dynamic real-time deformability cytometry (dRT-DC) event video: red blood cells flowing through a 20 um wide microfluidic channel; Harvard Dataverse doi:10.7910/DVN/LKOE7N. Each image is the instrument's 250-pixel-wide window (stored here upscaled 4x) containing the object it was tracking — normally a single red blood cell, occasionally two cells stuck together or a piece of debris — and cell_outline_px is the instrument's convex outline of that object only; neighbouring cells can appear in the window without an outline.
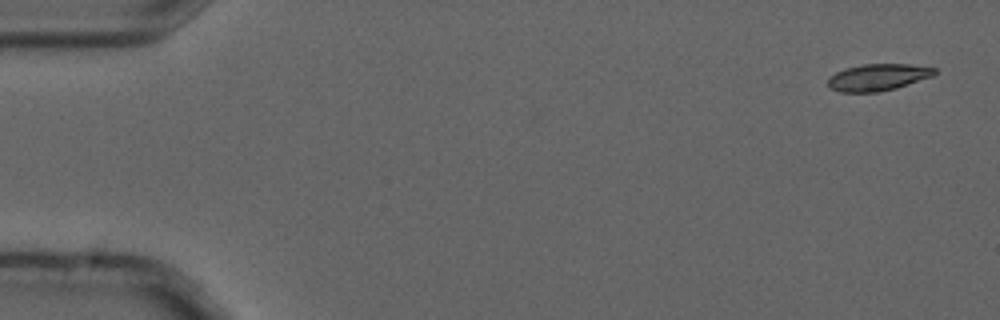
{"species": "common noctule bat (a hibernating species)", "species_latin": "Nyctalus noctula", "temperature_condition": "cold", "stored_images_in_passage": 5, "camera_frame_rate_fps": 3000, "um_per_image_px": 0.085, "animal": {"sex": "male", "forearm_length_mm": 52.5}, "frame": {"image": 1, "passage_image": 1, "time_ms": 0.0, "image_size_px": [1000, 320], "cell_outline_px": [[936, 72], [932, 76], [896, 88], [876, 92], [840, 92], [828, 88], [828, 80], [836, 72], [844, 68], [864, 64], [908, 64], [936, 68]], "centroid_in_image_um": [74.6, 6.57], "position_along_channel_um": 10.4, "area_um2": 16.53}}
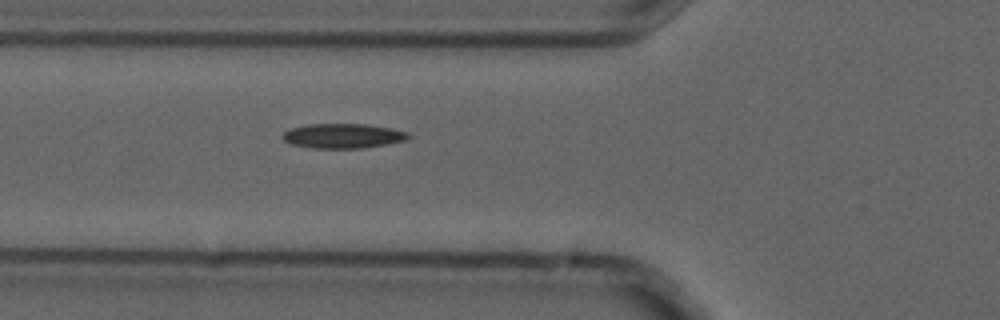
{"frame": {"image": 2, "passage_image": 5, "time_ms": 1.333, "image_size_px": [1000, 320], "cell_outline_px": [[412, 136], [404, 140], [364, 148], [312, 148], [292, 144], [284, 140], [280, 136], [288, 128], [308, 124], [364, 124], [392, 128], [408, 132]], "centroid_in_image_um": [29.12, 11.54], "position_along_channel_um": 96.7, "area_um2": 18.09}}